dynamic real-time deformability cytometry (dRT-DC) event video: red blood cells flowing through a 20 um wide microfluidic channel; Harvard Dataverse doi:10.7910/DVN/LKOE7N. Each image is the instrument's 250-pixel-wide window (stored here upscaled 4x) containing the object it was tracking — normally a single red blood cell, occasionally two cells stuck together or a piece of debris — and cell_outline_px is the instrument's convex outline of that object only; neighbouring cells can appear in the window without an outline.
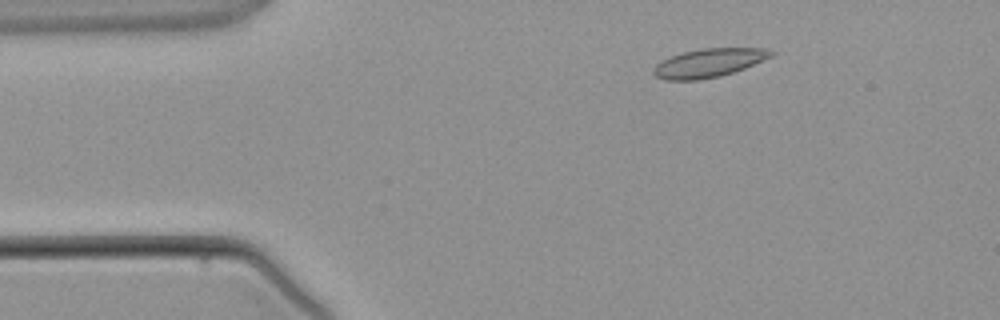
{"species": "common noctule bat (a hibernating species)", "species_latin": "Nyctalus noctula", "temperature_condition": "warm", "stored_images_in_passage": 4, "camera_frame_rate_fps": 3000, "um_per_image_px": 0.085, "animal": {"sex": "male", "body_mass_g": 21.5, "forearm_length_mm": 52.0}, "frame": {"image": 1, "passage_image": 2, "time_ms": 1.333, "image_size_px": [1000, 320], "cell_outline_px": [[776, 52], [772, 56], [744, 68], [720, 76], [696, 80], [664, 80], [656, 76], [652, 72], [652, 68], [656, 64], [672, 56], [684, 52], [700, 48], [764, 48]], "centroid_in_image_um": [60.23, 5.34], "position_along_channel_um": 24.8, "area_um2": 19.42}}
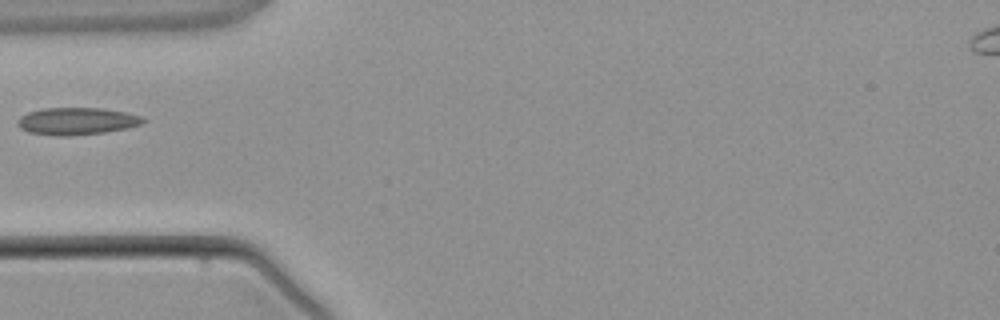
{"frame": {"image": 2, "passage_image": 4, "time_ms": 3.667, "image_size_px": [1000, 320], "cell_outline_px": [[148, 120], [140, 124], [128, 128], [104, 132], [68, 136], [56, 136], [28, 132], [20, 128], [16, 124], [16, 120], [20, 116], [28, 112], [44, 108], [100, 108], [124, 112], [144, 116]], "centroid_in_image_um": [6.52, 10.3], "position_along_channel_um": 78.5, "area_um2": 20.06}}